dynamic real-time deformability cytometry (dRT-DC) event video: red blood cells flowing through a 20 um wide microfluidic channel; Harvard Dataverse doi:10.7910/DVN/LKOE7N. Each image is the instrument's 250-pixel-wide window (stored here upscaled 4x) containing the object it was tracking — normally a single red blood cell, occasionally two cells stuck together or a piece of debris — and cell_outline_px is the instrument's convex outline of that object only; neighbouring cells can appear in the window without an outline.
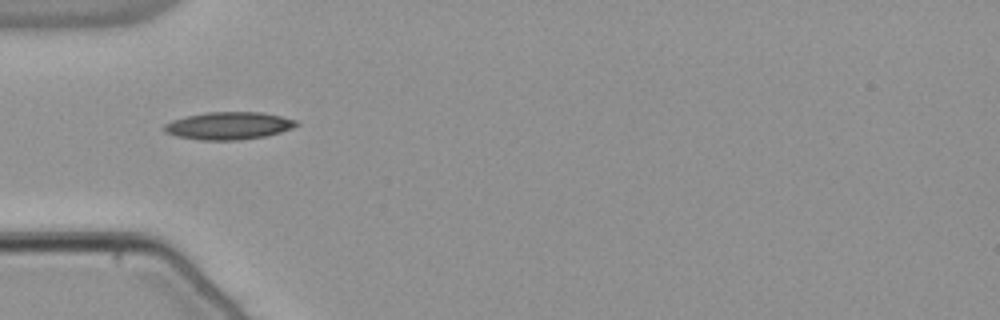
{"species": "common noctule bat (a hibernating species)", "species_latin": "Nyctalus noctula", "temperature_condition": "warm", "stored_images_in_passage": 37, "camera_frame_rate_fps": 3000, "um_per_image_px": 0.085, "animal": {"sex": "male", "body_mass_g": 21.5, "forearm_length_mm": 52.0}, "frame": {"image": 1, "passage_image": 1, "time_ms": 0.0, "image_size_px": [1000, 320], "cell_outline_px": [[300, 124], [292, 128], [280, 132], [264, 136], [236, 140], [200, 140], [176, 136], [164, 132], [164, 124], [172, 120], [204, 112], [264, 112], [296, 120]], "centroid_in_image_um": [19.43, 10.68], "position_along_channel_um": 65.6, "area_um2": 21.15}}
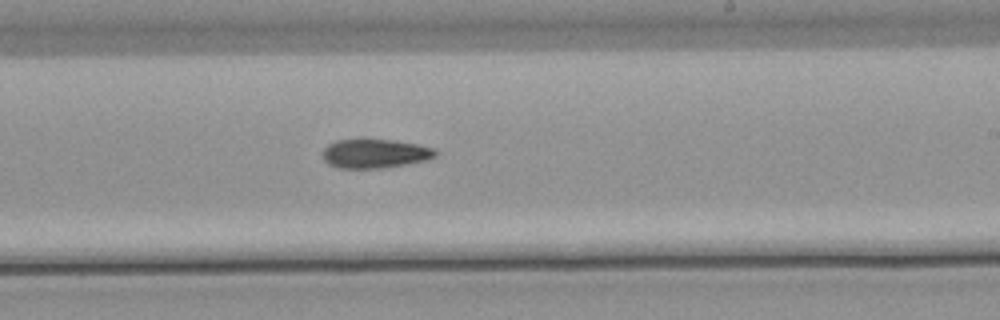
{"frame": {"image": 2, "passage_image": 16, "time_ms": 5.0, "image_size_px": [1000, 320], "cell_outline_px": [[436, 156], [428, 160], [380, 168], [340, 168], [328, 164], [324, 160], [324, 148], [328, 144], [336, 140], [364, 136], [392, 140], [416, 144], [436, 148]], "centroid_in_image_um": [31.84, 13.0], "position_along_channel_um": 257.2, "area_um2": 19.65}}
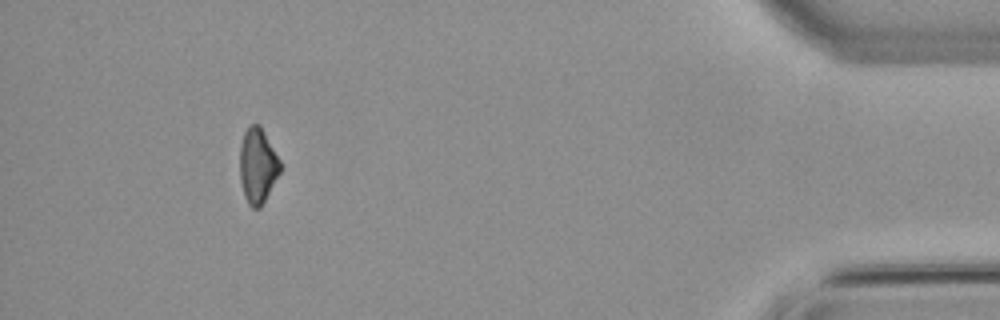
{"frame": {"image": 3, "passage_image": 33, "time_ms": 10.667, "image_size_px": [1000, 320], "cell_outline_px": [[280, 172], [260, 208], [252, 208], [248, 204], [244, 196], [240, 180], [240, 144], [244, 132], [248, 124], [260, 124], [280, 160]], "centroid_in_image_um": [21.88, 14.06], "position_along_channel_um": 413.3, "area_um2": 17.69}}